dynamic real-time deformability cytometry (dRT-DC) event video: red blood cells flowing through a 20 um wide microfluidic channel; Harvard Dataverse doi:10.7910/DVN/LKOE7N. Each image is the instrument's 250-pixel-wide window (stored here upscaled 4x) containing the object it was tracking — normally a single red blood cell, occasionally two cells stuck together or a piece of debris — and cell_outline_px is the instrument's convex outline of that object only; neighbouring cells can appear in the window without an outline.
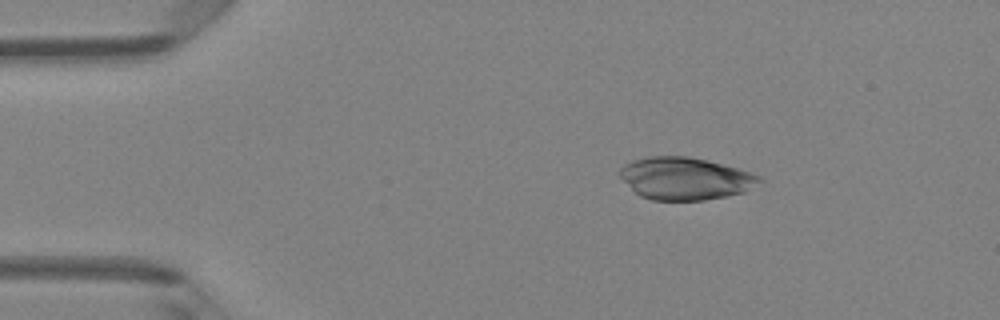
{"species": "Egyptian fruit bat (a non-hibernating species)", "species_latin": "Rousettus aegyptiacus", "temperature_condition": "room temperature", "stored_images_in_passage": 4, "camera_frame_rate_fps": 3000, "um_per_image_px": 0.085, "animal": {"sex": "female"}, "frame": {"image": 1, "passage_image": 3, "time_ms": 0.667, "image_size_px": [1000, 320], "cell_outline_px": [[764, 180], [744, 192], [704, 200], [652, 200], [640, 196], [620, 176], [620, 168], [624, 164], [632, 160], [648, 156], [688, 156], [708, 160], [724, 164], [760, 176]], "centroid_in_image_um": [58.24, 15.16], "position_along_channel_um": 26.8, "area_um2": 34.28}}